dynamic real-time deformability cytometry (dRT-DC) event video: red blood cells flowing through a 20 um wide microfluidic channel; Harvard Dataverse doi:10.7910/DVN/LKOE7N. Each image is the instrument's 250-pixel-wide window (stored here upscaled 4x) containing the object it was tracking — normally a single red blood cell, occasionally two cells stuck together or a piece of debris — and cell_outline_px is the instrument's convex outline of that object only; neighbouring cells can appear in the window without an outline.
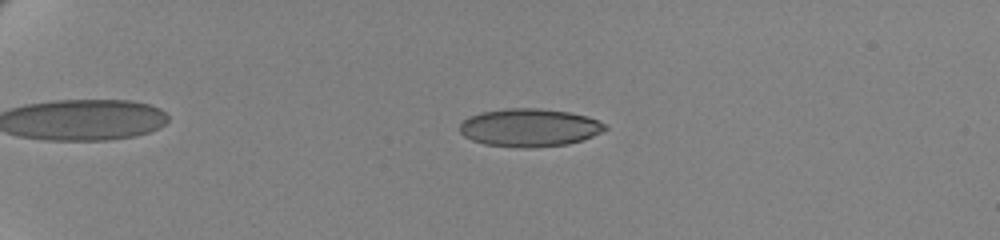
{"species": "human", "species_latin": "Homo sapiens", "temperature_condition": "cold", "stored_images_in_passage": 61, "camera_frame_rate_fps": 3000, "um_per_image_px": 0.085, "donor": {"sex": "female"}, "frame": {"image": 1, "passage_image": 16, "time_ms": 5.0, "image_size_px": [1000, 240], "cell_outline_px": [[608, 128], [584, 140], [568, 144], [528, 148], [524, 148], [484, 144], [472, 140], [464, 136], [460, 132], [460, 124], [468, 116], [480, 112], [504, 108], [540, 108], [568, 112], [588, 116], [608, 124]], "centroid_in_image_um": [45.01, 10.84], "position_along_channel_um": 40.0, "area_um2": 32.43}}
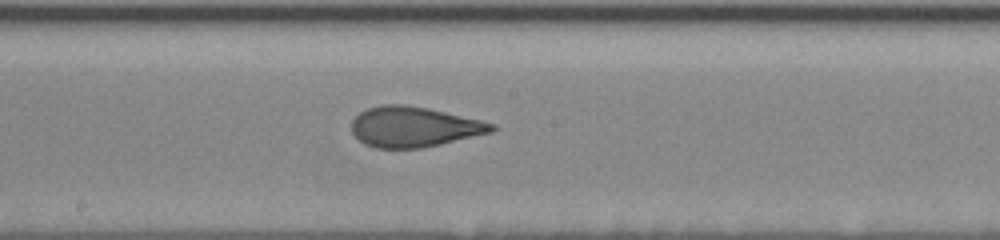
{"frame": {"image": 2, "passage_image": 37, "time_ms": 12.0, "image_size_px": [1000, 240], "cell_outline_px": [[496, 128], [492, 132], [440, 144], [420, 148], [376, 148], [364, 144], [352, 132], [352, 120], [360, 112], [368, 108], [380, 104], [404, 104], [428, 108], [480, 120], [496, 124]], "centroid_in_image_um": [35.17, 10.77], "position_along_channel_um": 213.0, "area_um2": 32.77}}
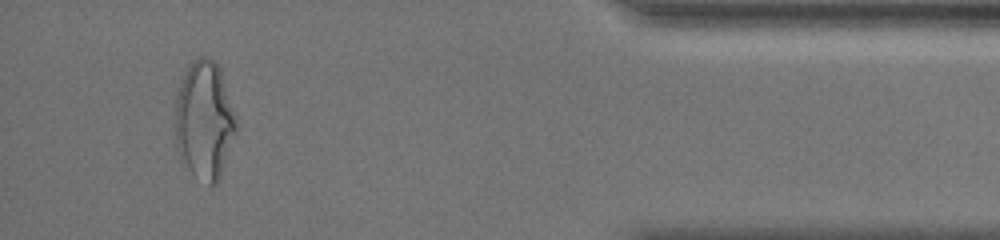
{"frame": {"image": 3, "passage_image": 58, "time_ms": 19.0, "image_size_px": [1000, 240], "cell_outline_px": [[236, 128], [220, 180], [216, 184], [208, 184], [192, 172], [180, 160], [176, 148], [176, 96], [180, 84], [192, 60], [200, 56], [204, 56], [212, 60], [220, 68], [236, 116]], "centroid_in_image_um": [17.37, 10.23], "position_along_channel_um": 417.8, "area_um2": 41.62}, "authors_computed_cell_mechanics": {"area_um2": 32.657, "velocity_mm_per_s": 3.4693, "shape_relaxation_time_tau1_ms": 5.7794, "shape_relaxation_time_tau2_ms": 0.9425, "deformation_change_tau1": 0.1773, "deformation_change_tau2": 0.0761}}